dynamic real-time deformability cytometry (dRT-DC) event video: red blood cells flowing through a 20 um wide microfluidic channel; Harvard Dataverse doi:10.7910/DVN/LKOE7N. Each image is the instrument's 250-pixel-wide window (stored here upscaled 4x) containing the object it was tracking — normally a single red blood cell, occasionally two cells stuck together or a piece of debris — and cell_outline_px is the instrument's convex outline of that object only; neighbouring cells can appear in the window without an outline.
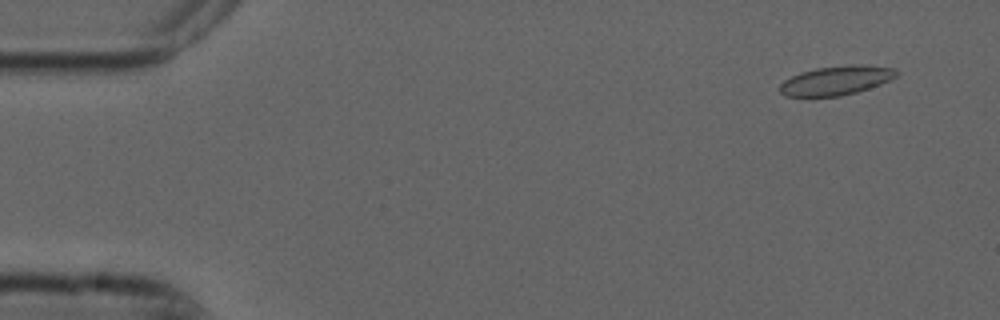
{"species": "common noctule bat (a hibernating species)", "species_latin": "Nyctalus noctula", "temperature_condition": "cold", "stored_images_in_passage": 5, "camera_frame_rate_fps": 3000, "um_per_image_px": 0.085, "animal": {"sex": "male", "forearm_length_mm": 52.5}, "frame": {"image": 1, "passage_image": 1, "time_ms": 0.0, "image_size_px": [1000, 320], "cell_outline_px": [[900, 72], [896, 76], [880, 84], [856, 92], [840, 96], [784, 96], [780, 92], [780, 84], [784, 80], [800, 72], [816, 68], [852, 64], [864, 64], [896, 68]], "centroid_in_image_um": [71.09, 6.82], "position_along_channel_um": 13.9, "area_um2": 19.83}}